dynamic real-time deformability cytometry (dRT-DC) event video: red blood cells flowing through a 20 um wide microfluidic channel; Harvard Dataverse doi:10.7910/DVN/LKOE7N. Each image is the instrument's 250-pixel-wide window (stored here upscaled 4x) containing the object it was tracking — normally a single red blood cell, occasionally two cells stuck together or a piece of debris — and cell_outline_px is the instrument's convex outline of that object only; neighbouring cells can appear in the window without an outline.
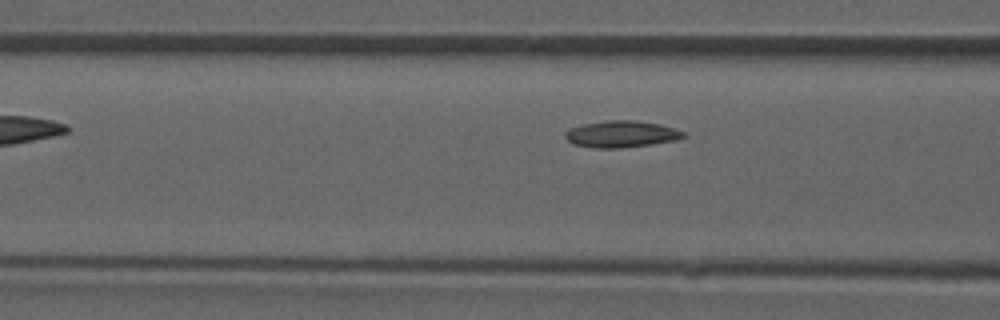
{"species": "common noctule bat (a hibernating species)", "species_latin": "Nyctalus noctula", "temperature_condition": "room temperature", "stored_images_in_passage": 4, "camera_frame_rate_fps": 3000, "um_per_image_px": 0.085, "animal": {"sex": "male", "forearm_length_mm": 52.5}, "frame": {"image": 1, "passage_image": 3, "time_ms": 2.333, "image_size_px": [1000, 320], "cell_outline_px": [[688, 136], [676, 140], [652, 144], [620, 148], [592, 148], [576, 144], [568, 140], [564, 136], [564, 132], [572, 128], [584, 124], [608, 120], [632, 120], [660, 124], [684, 132]], "centroid_in_image_um": [52.83, 11.4], "position_along_channel_um": 113.8, "area_um2": 18.21}}
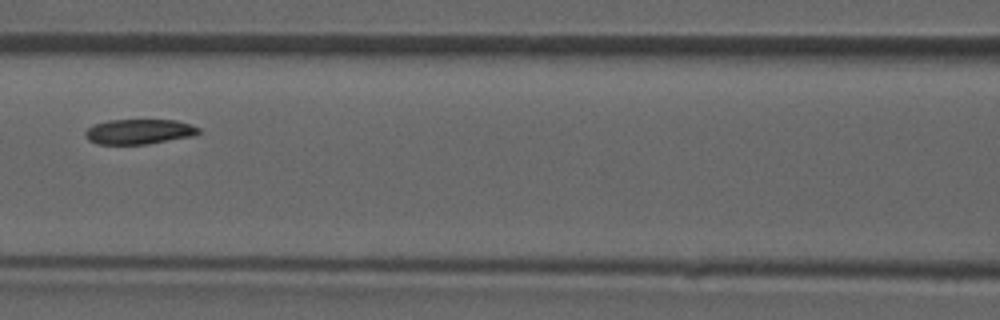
{"frame": {"image": 2, "passage_image": 4, "time_ms": 3.333, "image_size_px": [1000, 320], "cell_outline_px": [[200, 132], [196, 136], [148, 144], [96, 144], [88, 140], [84, 136], [84, 132], [92, 124], [108, 120], [176, 120], [200, 128]], "centroid_in_image_um": [11.8, 11.19], "position_along_channel_um": 154.8, "area_um2": 16.76}}